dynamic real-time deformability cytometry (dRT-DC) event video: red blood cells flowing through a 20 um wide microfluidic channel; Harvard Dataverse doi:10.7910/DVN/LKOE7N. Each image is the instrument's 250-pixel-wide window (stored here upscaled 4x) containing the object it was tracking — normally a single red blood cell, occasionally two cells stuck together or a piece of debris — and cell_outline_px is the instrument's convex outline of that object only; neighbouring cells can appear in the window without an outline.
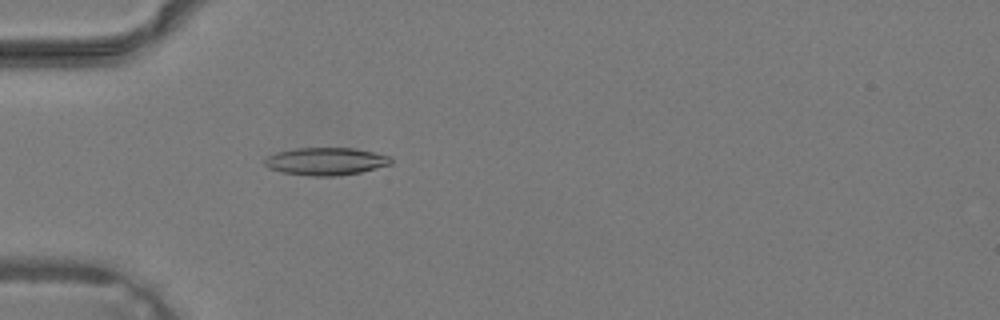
{"species": "common noctule bat (a hibernating species)", "species_latin": "Nyctalus noctula", "temperature_condition": "warm", "stored_images_in_passage": 37, "camera_frame_rate_fps": 3000, "um_per_image_px": 0.085, "animal": {"sex": "male", "body_mass_g": 19.2, "forearm_length_mm": 51.8}, "frame": {"image": 1, "passage_image": 10, "time_ms": 3.0, "image_size_px": [1000, 320], "cell_outline_px": [[392, 164], [360, 172], [336, 176], [312, 176], [284, 172], [268, 168], [264, 164], [264, 160], [268, 156], [276, 152], [296, 148], [356, 148], [392, 156]], "centroid_in_image_um": [27.73, 13.7], "position_along_channel_um": 57.3, "area_um2": 20.35}}
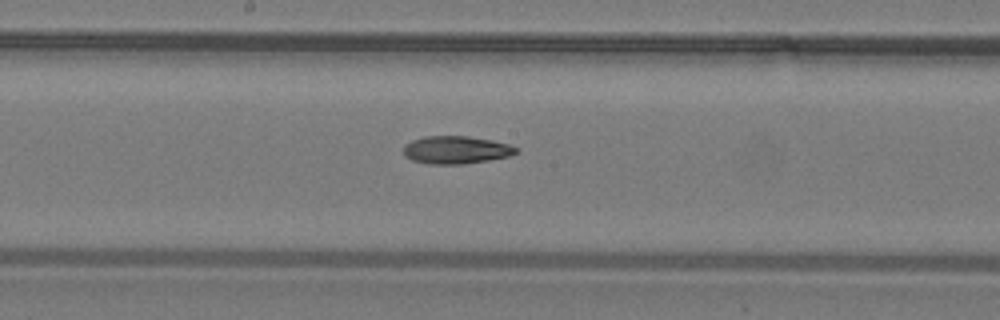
{"frame": {"image": 2, "passage_image": 19, "time_ms": 6.0, "image_size_px": [1000, 320], "cell_outline_px": [[520, 152], [508, 156], [488, 160], [464, 164], [428, 164], [412, 160], [404, 156], [404, 144], [412, 140], [424, 136], [468, 136], [492, 140], [508, 144], [516, 148]], "centroid_in_image_um": [38.74, 12.74], "position_along_channel_um": 209.5, "area_um2": 18.26}}
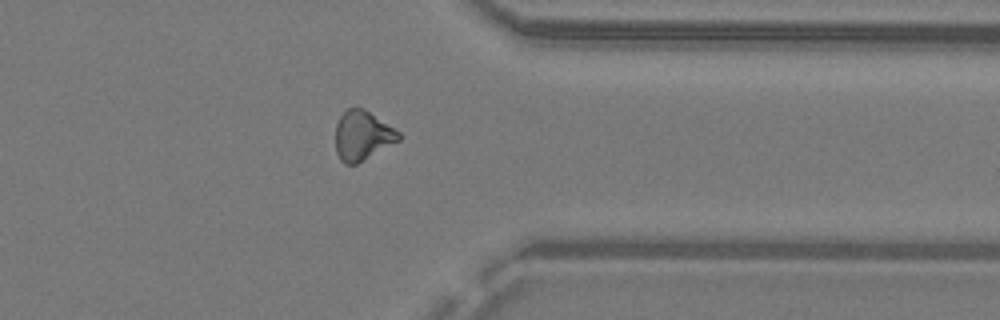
{"frame": {"image": 3, "passage_image": 29, "time_ms": 9.333, "image_size_px": [1000, 320], "cell_outline_px": [[400, 140], [356, 164], [344, 164], [340, 160], [336, 152], [336, 124], [340, 116], [348, 108], [364, 108], [400, 132]], "centroid_in_image_um": [30.79, 11.52], "position_along_channel_um": 380.6, "area_um2": 18.09}}